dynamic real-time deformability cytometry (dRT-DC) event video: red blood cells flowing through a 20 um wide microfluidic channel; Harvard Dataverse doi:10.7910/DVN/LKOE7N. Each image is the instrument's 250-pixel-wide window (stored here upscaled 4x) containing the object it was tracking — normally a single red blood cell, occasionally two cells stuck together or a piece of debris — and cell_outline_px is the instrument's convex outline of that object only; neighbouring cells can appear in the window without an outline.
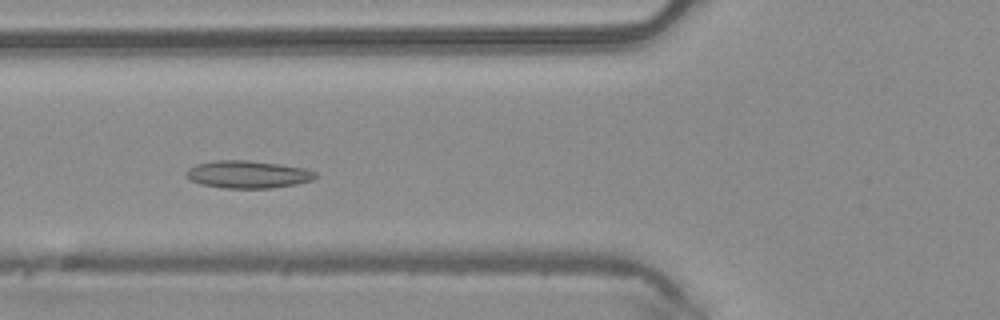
{"species": "common noctule bat (a hibernating species)", "species_latin": "Nyctalus noctula", "temperature_condition": "warm", "stored_images_in_passage": 47, "camera_frame_rate_fps": 3000, "um_per_image_px": 0.085, "animal": {"sex": "male", "body_mass_g": 20.4}, "frame": {"image": 1, "passage_image": 17, "time_ms": 5.333, "image_size_px": [1000, 320], "cell_outline_px": [[316, 176], [312, 180], [296, 184], [268, 188], [224, 188], [200, 184], [188, 180], [184, 176], [184, 172], [188, 168], [196, 164], [216, 160], [248, 160], [280, 164], [308, 168], [316, 172]], "centroid_in_image_um": [21.02, 14.82], "position_along_channel_um": 104.8, "area_um2": 20.98}}
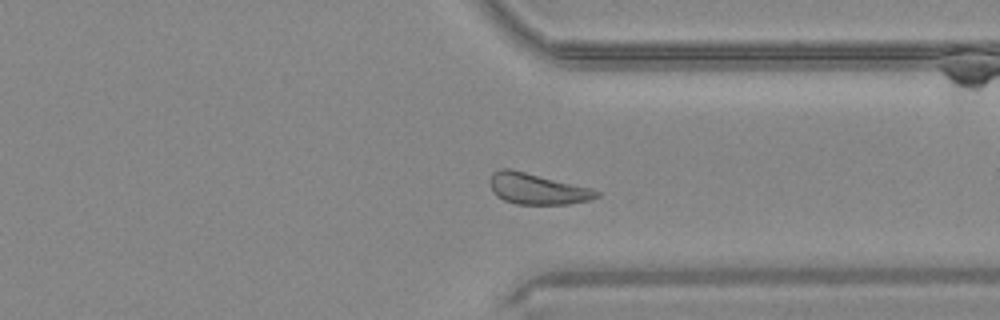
{"frame": {"image": 2, "passage_image": 36, "time_ms": 11.667, "image_size_px": [1000, 320], "cell_outline_px": [[600, 196], [588, 200], [568, 204], [516, 204], [504, 200], [496, 196], [492, 192], [488, 180], [492, 172], [500, 168], [512, 168], [592, 188], [600, 192]], "centroid_in_image_um": [45.61, 16.03], "position_along_channel_um": 365.8, "area_um2": 19.59}}
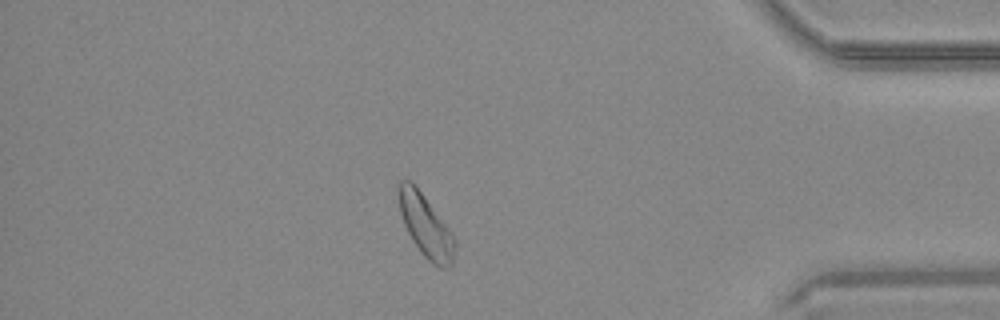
{"frame": {"image": 3, "passage_image": 41, "time_ms": 13.333, "image_size_px": [1000, 320], "cell_outline_px": [[456, 244], [452, 264], [448, 268], [444, 268], [432, 264], [420, 252], [412, 240], [404, 224], [400, 212], [396, 188], [396, 184], [400, 180], [412, 180], [452, 232], [456, 240]], "centroid_in_image_um": [36.16, 19.16], "position_along_channel_um": 399.0, "area_um2": 20.69}, "authors_computed_cell_mechanics": {"area_um2": 20.4034, "velocity_mm_per_s": 4.1208, "shape_relaxation_time_tau1_ms": null, "shape_relaxation_time_tau2_ms": 2.9172, "deformation_change_tau1": null, "deformation_change_tau2": 0.0935}}